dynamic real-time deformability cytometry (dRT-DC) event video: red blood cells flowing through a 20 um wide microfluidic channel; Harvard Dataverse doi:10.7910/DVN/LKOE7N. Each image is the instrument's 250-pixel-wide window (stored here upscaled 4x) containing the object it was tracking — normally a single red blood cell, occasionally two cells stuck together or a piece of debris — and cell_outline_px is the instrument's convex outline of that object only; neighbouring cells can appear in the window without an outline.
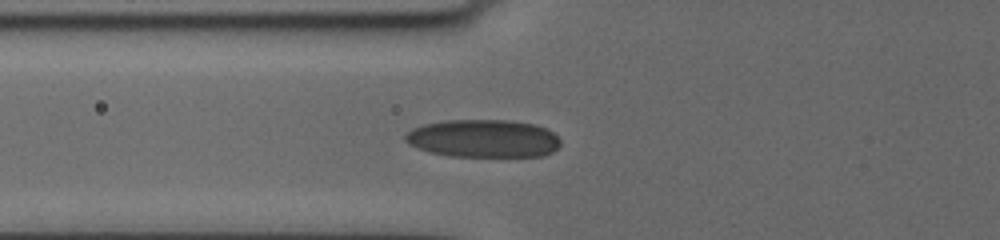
{"species": "human", "species_latin": "Homo sapiens", "temperature_condition": "cold", "stored_images_in_passage": 3, "camera_frame_rate_fps": 3000, "um_per_image_px": 0.085, "donor": {"sex": "female"}, "frame": {"image": 1, "passage_image": 3, "time_ms": 2.0, "image_size_px": [1000, 240], "cell_outline_px": [[560, 144], [552, 152], [540, 156], [448, 156], [428, 152], [408, 144], [404, 140], [404, 136], [412, 128], [424, 124], [448, 120], [508, 120], [532, 124], [544, 128], [552, 132], [560, 140]], "centroid_in_image_um": [41.03, 11.77], "position_along_channel_um": 84.8, "area_um2": 34.16}}